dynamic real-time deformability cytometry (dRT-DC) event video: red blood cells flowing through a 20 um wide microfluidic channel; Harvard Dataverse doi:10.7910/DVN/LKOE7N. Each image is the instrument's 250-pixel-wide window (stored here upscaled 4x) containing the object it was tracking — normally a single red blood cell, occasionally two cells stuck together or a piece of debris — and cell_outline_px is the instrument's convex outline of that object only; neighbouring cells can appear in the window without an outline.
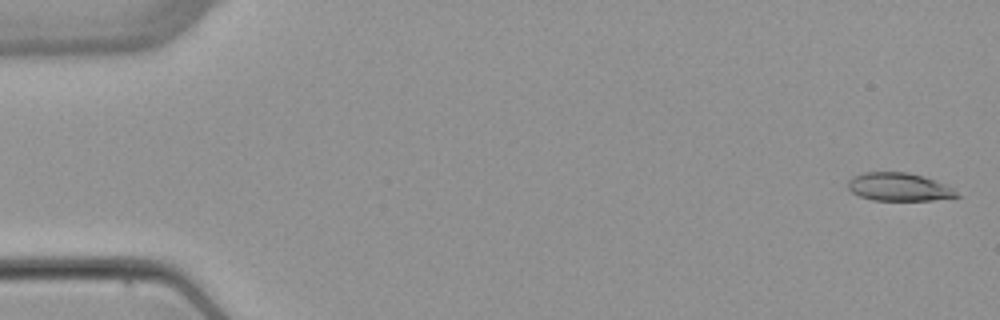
{"species": "common noctule bat (a hibernating species)", "species_latin": "Nyctalus noctula", "temperature_condition": "warm", "stored_images_in_passage": 4, "camera_frame_rate_fps": 3000, "um_per_image_px": 0.085, "animal": {"sex": "female", "body_mass_g": 22.7, "forearm_length_mm": 54.2}, "frame": {"image": 1, "passage_image": 1, "time_ms": 0.0, "image_size_px": [1000, 320], "cell_outline_px": [[960, 196], [932, 200], [872, 200], [860, 196], [852, 192], [848, 188], [848, 180], [852, 176], [864, 172], [908, 172], [924, 176], [944, 184], [952, 188]], "centroid_in_image_um": [76.37, 15.88], "position_along_channel_um": 8.6, "area_um2": 17.74}}
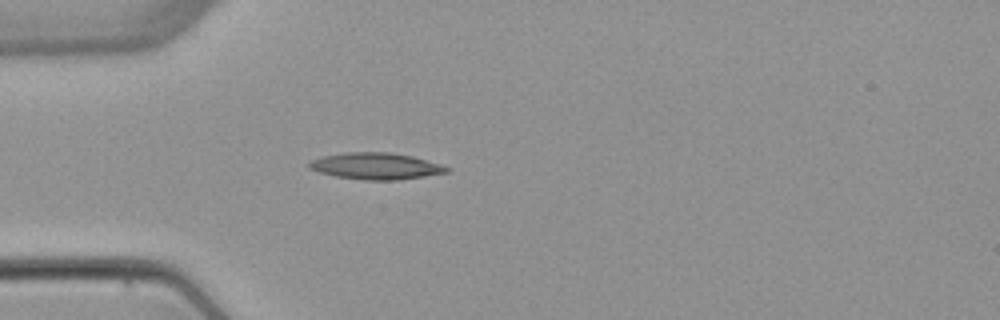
{"frame": {"image": 2, "passage_image": 4, "time_ms": 4.667, "image_size_px": [1000, 320], "cell_outline_px": [[448, 172], [424, 176], [396, 180], [364, 180], [336, 176], [320, 172], [308, 168], [308, 164], [312, 160], [324, 156], [344, 152], [388, 152], [412, 156], [440, 164], [448, 168]], "centroid_in_image_um": [31.92, 14.11], "position_along_channel_um": 53.1, "area_um2": 21.04}}